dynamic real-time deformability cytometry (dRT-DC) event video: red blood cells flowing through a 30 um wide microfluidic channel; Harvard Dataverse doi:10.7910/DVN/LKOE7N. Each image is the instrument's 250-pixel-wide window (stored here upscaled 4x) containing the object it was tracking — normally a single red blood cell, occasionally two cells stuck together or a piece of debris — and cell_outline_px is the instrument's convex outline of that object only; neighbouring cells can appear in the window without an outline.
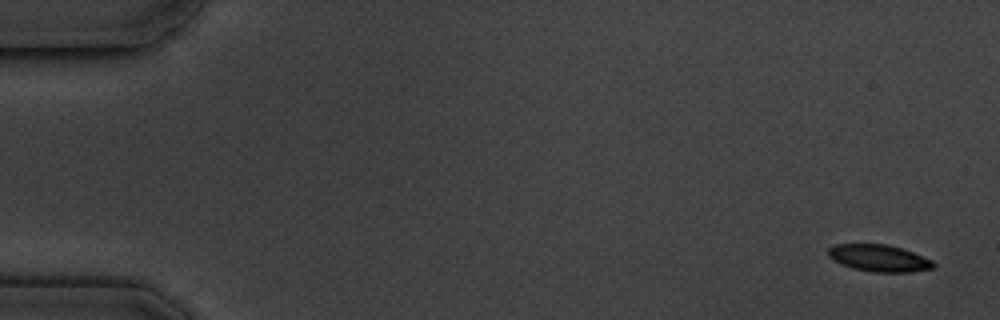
{"species": "common noctule bat (a hibernating species)", "species_latin": "Nyctalus noctula", "temperature_condition": "cold", "stored_images_in_passage": 15, "camera_frame_rate_fps": 3000, "um_per_image_px": 0.085, "animal": {"sex": "male", "body_mass_g": 19.5, "forearm_length_mm": 54.6}, "frame": {"image": 1, "passage_image": 1, "time_ms": 0.0, "image_size_px": [1000, 320], "cell_outline_px": [[936, 268], [912, 272], [872, 272], [852, 268], [840, 264], [832, 260], [828, 256], [828, 248], [836, 244], [888, 244], [912, 252], [932, 260], [936, 264]], "centroid_in_image_um": [74.71, 21.95], "position_along_channel_um": 10.3, "area_um2": 16.65}}
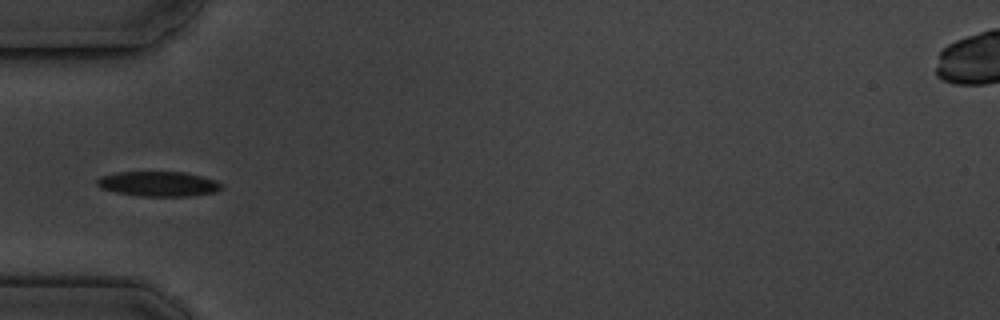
{"frame": {"image": 2, "passage_image": 5, "time_ms": 5.667, "image_size_px": [1000, 320], "cell_outline_px": [[220, 188], [216, 192], [188, 196], [136, 196], [116, 192], [100, 188], [96, 184], [96, 180], [100, 176], [116, 172], [184, 172], [216, 180], [220, 184]], "centroid_in_image_um": [13.4, 15.63], "position_along_channel_um": 71.6, "area_um2": 18.03}}
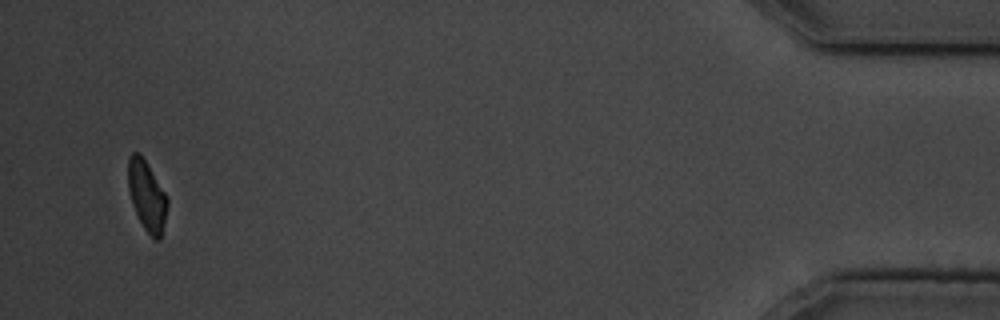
{"frame": {"image": 3, "passage_image": 15, "time_ms": 18.0, "image_size_px": [1000, 320], "cell_outline_px": [[168, 204], [164, 224], [160, 240], [156, 240], [144, 228], [132, 204], [128, 188], [128, 156], [132, 152], [140, 152], [148, 164], [168, 196]], "centroid_in_image_um": [12.49, 16.59], "position_along_channel_um": 422.7, "area_um2": 16.13}, "authors_computed_cell_mechanics": {"area_um2": 17.918, "velocity_mm_per_s": 3.4728, "shape_relaxation_time_tau1_ms": 2.2833, "shape_relaxation_time_tau2_ms": 5.7916, "deformation_change_tau1": 0.1121, "deformation_change_tau2": 0.0892}}